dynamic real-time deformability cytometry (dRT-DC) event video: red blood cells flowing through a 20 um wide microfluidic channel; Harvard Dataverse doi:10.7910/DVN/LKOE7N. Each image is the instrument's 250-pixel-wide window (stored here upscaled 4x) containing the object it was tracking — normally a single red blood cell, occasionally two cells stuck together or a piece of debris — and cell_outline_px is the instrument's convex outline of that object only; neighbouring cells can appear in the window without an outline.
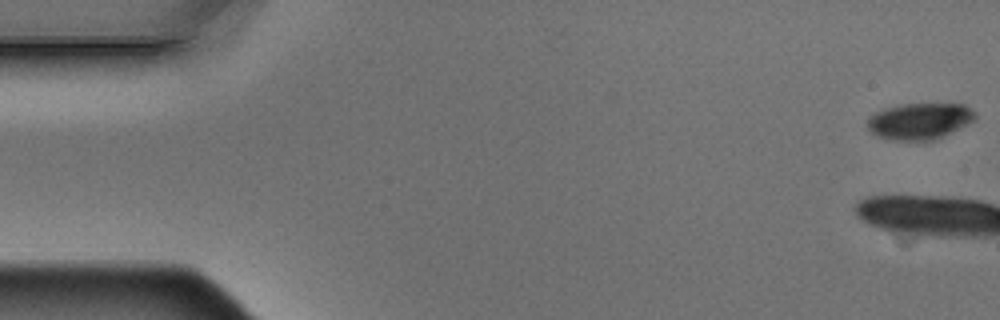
{"species": "Egyptian fruit bat (a non-hibernating species)", "species_latin": "Rousettus aegyptiacus", "temperature_condition": "warm", "stored_images_in_passage": 6, "camera_frame_rate_fps": 3000, "um_per_image_px": 0.085, "animal": {"sex": "male"}, "frame": {"image": 1, "passage_image": 1, "time_ms": 0.0, "image_size_px": [1000, 320], "cell_outline_px": [[976, 120], [936, 140], [892, 140], [880, 136], [872, 132], [868, 128], [868, 116], [884, 108], [900, 104], [964, 104], [976, 112]], "centroid_in_image_um": [78.2, 10.29], "position_along_channel_um": 6.8, "area_um2": 22.89}}
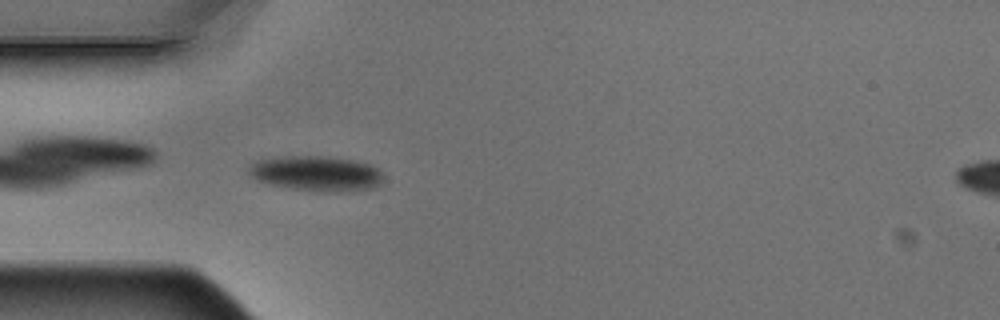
{"frame": {"image": 2, "passage_image": 6, "time_ms": 1.667, "image_size_px": [1000, 320], "cell_outline_px": [[384, 176], [380, 184], [376, 188], [352, 192], [320, 192], [292, 188], [268, 184], [256, 180], [248, 172], [248, 168], [252, 164], [260, 160], [284, 156], [328, 156], [356, 160], [372, 164], [380, 168]], "centroid_in_image_um": [26.99, 14.76], "position_along_channel_um": 58.0, "area_um2": 28.15}}